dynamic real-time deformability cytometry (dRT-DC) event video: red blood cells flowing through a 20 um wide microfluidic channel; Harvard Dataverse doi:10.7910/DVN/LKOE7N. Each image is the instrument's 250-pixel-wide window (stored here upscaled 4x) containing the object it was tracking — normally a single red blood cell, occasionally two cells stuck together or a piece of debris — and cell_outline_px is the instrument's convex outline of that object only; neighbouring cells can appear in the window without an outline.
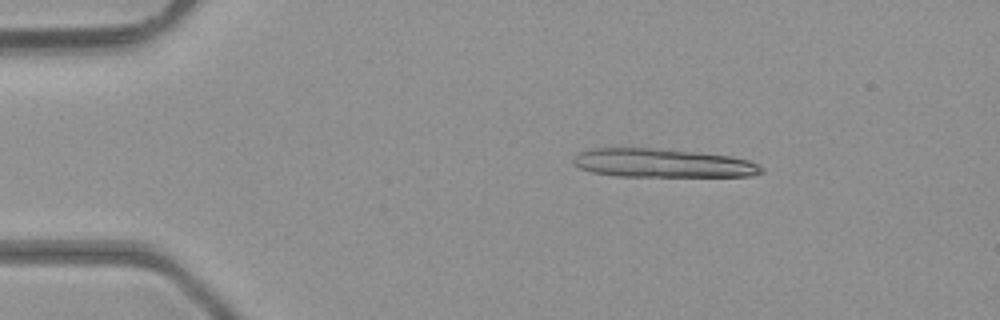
{"species": "common noctule bat (a hibernating species)", "species_latin": "Nyctalus noctula", "temperature_condition": "room temperature", "stored_images_in_passage": 9, "camera_frame_rate_fps": 3000, "um_per_image_px": 0.085, "animal": {"sex": "male", "body_mass_g": 23.1, "forearm_length_mm": 52.7}, "frame": {"image": 1, "passage_image": 3, "time_ms": 0.667, "image_size_px": [1000, 320], "cell_outline_px": [[764, 172], [752, 176], [616, 176], [592, 172], [580, 168], [572, 164], [572, 156], [576, 152], [592, 148], [648, 148], [692, 152], [728, 156], [748, 160], [764, 168]], "centroid_in_image_um": [56.24, 13.87], "position_along_channel_um": 28.8, "area_um2": 31.33}}